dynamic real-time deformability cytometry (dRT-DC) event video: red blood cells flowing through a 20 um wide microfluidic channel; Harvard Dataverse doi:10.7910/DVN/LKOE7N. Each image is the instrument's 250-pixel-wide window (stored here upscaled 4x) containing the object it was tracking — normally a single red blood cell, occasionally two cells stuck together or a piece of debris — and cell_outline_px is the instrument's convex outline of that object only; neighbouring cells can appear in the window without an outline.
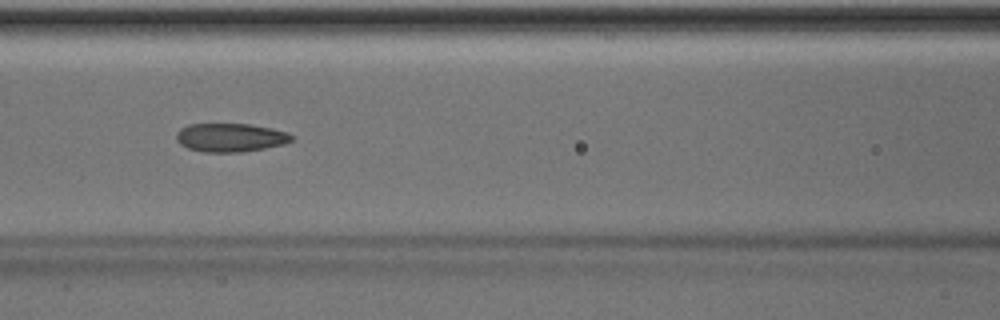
{"species": "Egyptian fruit bat (a non-hibernating species)", "species_latin": "Rousettus aegyptiacus", "temperature_condition": "room temperature", "stored_images_in_passage": 50, "camera_frame_rate_fps": 3000, "um_per_image_px": 0.085, "animal": {"sex": "male"}, "frame": {"image": 1, "passage_image": 22, "time_ms": 7.0, "image_size_px": [1000, 320], "cell_outline_px": [[292, 140], [284, 144], [244, 152], [204, 152], [188, 148], [180, 144], [176, 140], [176, 132], [180, 128], [188, 124], [248, 124], [272, 128], [288, 132], [292, 136]], "centroid_in_image_um": [19.56, 11.69], "position_along_channel_um": 147.0, "area_um2": 19.25}}
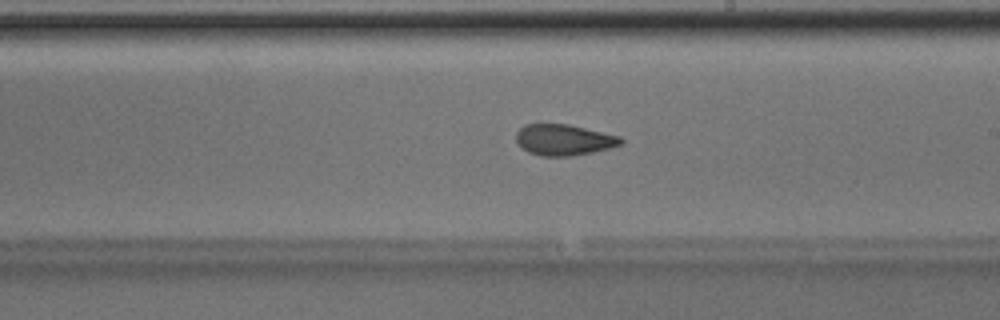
{"frame": {"image": 2, "passage_image": 29, "time_ms": 9.333, "image_size_px": [1000, 320], "cell_outline_px": [[624, 144], [592, 152], [572, 156], [540, 156], [528, 152], [516, 140], [516, 132], [524, 124], [568, 124], [620, 136], [624, 140]], "centroid_in_image_um": [47.94, 11.88], "position_along_channel_um": 241.1, "area_um2": 18.9}}
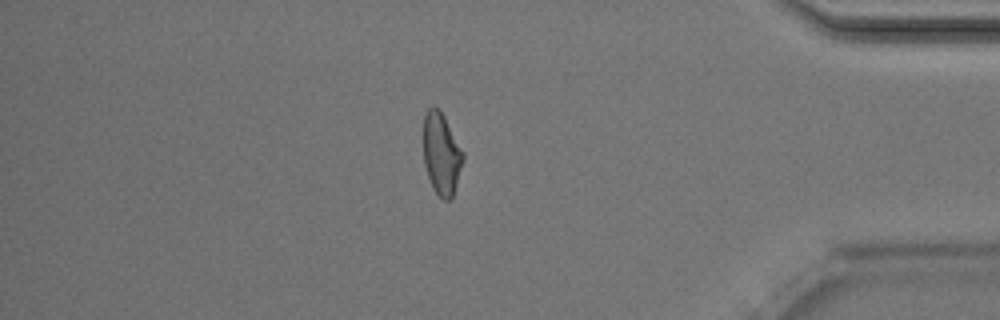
{"frame": {"image": 3, "passage_image": 43, "time_ms": 14.0, "image_size_px": [1000, 320], "cell_outline_px": [[464, 160], [452, 196], [448, 200], [444, 200], [432, 188], [424, 164], [424, 116], [428, 108], [440, 108], [464, 152]], "centroid_in_image_um": [37.53, 13.05], "position_along_channel_um": 397.7, "area_um2": 18.79}, "authors_computed_cell_mechanics": {"area_um2": 19.652, "velocity_mm_per_s": 4.0494, "shape_relaxation_time_tau1_ms": null, "shape_relaxation_time_tau2_ms": 1.7977, "deformation_change_tau1": null, "deformation_change_tau2": 0.0825}}